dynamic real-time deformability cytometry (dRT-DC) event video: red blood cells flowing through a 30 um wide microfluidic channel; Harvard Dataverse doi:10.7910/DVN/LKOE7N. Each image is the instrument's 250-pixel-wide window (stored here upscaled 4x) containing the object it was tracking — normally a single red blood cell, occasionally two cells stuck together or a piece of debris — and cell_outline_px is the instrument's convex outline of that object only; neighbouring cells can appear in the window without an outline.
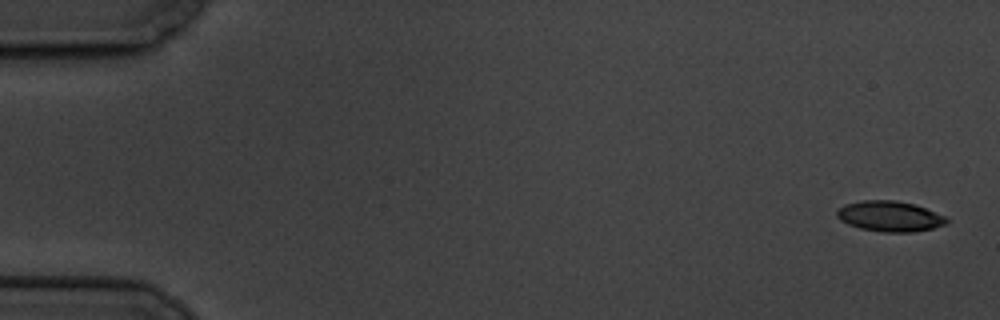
{"species": "common noctule bat (a hibernating species)", "species_latin": "Nyctalus noctula", "temperature_condition": "cold", "stored_images_in_passage": 4, "camera_frame_rate_fps": 3000, "um_per_image_px": 0.085, "animal": {"sex": "male", "body_mass_g": 19.5, "forearm_length_mm": 54.6}, "frame": {"image": 1, "passage_image": 1, "time_ms": 0.0, "image_size_px": [1000, 320], "cell_outline_px": [[948, 224], [932, 228], [912, 232], [880, 232], [860, 228], [848, 224], [840, 220], [836, 216], [836, 212], [844, 204], [864, 200], [896, 200], [916, 204], [944, 216], [948, 220]], "centroid_in_image_um": [75.62, 18.38], "position_along_channel_um": 9.4, "area_um2": 19.54}}